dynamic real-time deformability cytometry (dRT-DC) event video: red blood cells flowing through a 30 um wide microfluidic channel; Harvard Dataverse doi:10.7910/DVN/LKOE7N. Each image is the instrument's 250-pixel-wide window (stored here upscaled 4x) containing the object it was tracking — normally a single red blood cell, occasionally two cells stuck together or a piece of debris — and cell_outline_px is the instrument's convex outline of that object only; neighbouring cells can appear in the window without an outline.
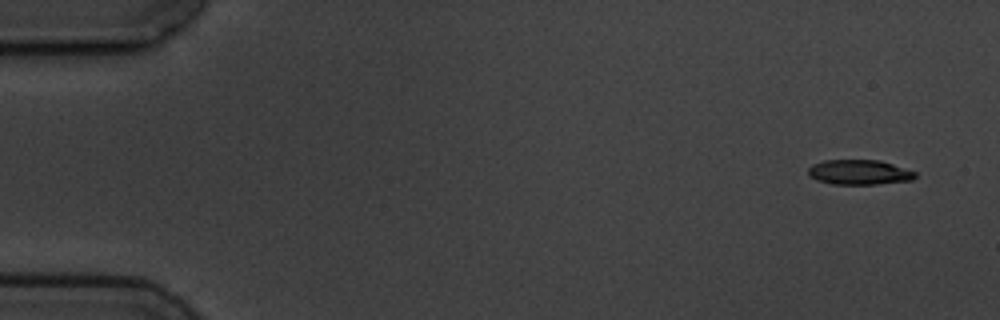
{"species": "common noctule bat (a hibernating species)", "species_latin": "Nyctalus noctula", "temperature_condition": "cold", "stored_images_in_passage": 5, "camera_frame_rate_fps": 3000, "um_per_image_px": 0.085, "animal": {"sex": "male", "body_mass_g": 19.5, "forearm_length_mm": 54.6}, "frame": {"image": 1, "passage_image": 1, "time_ms": 0.0, "image_size_px": [1000, 320], "cell_outline_px": [[916, 176], [912, 180], [876, 184], [832, 184], [816, 180], [808, 176], [808, 168], [812, 164], [824, 160], [880, 160], [916, 172]], "centroid_in_image_um": [72.99, 14.64], "position_along_channel_um": 12.0, "area_um2": 15.55}}
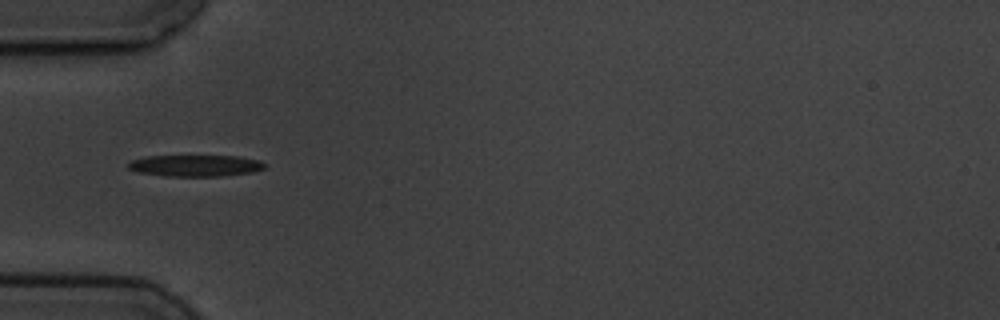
{"frame": {"image": 2, "passage_image": 5, "time_ms": 5.0, "image_size_px": [1000, 320], "cell_outline_px": [[264, 168], [252, 172], [220, 176], [164, 176], [140, 172], [128, 168], [128, 164], [132, 160], [144, 156], [240, 156], [260, 160], [264, 164]], "centroid_in_image_um": [16.61, 14.07], "position_along_channel_um": 68.4, "area_um2": 16.99}}